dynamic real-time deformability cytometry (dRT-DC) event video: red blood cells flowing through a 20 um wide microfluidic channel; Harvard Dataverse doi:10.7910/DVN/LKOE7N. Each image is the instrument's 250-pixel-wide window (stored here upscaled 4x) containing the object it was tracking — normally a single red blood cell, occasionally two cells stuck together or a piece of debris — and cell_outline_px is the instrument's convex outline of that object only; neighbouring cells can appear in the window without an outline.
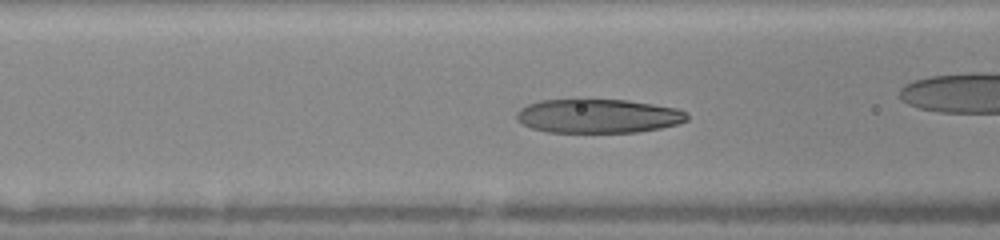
{"species": "human", "species_latin": "Homo sapiens", "temperature_condition": "warm", "stored_images_in_passage": 49, "camera_frame_rate_fps": 3000, "um_per_image_px": 0.085, "donor": {"sex": "female"}, "frame": {"image": 1, "passage_image": 12, "time_ms": 5.333, "image_size_px": [1000, 240], "cell_outline_px": [[688, 120], [676, 124], [660, 128], [636, 132], [548, 132], [532, 128], [516, 120], [516, 112], [520, 108], [528, 104], [540, 100], [576, 96], [584, 96], [628, 100], [676, 108], [688, 112]], "centroid_in_image_um": [50.79, 9.8], "position_along_channel_um": 115.8, "area_um2": 35.03}, "authors_computed_cell_mechanics": {"area_um2": 34.6222, "velocity_mm_per_s": 4.0991, "shape_relaxation_time_tau1_ms": 4.4797, "shape_relaxation_time_tau2_ms": 1.0388, "deformation_change_tau1": 0.1929, "deformation_change_tau2": 0.0755}}